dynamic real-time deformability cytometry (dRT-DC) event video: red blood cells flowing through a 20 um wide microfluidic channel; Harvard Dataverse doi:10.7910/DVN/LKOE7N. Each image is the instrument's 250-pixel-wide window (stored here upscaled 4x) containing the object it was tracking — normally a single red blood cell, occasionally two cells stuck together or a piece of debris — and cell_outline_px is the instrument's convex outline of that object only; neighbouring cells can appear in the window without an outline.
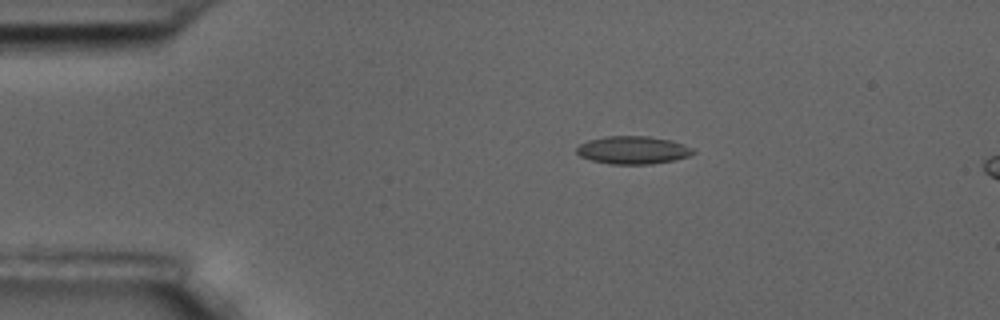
{"species": "common noctule bat (a hibernating species)", "species_latin": "Nyctalus noctula", "temperature_condition": "room temperature", "stored_images_in_passage": 6, "camera_frame_rate_fps": 3000, "um_per_image_px": 0.085, "animal": {"sex": "male", "body_mass_g": 17.5, "forearm_length_mm": 52.3}, "frame": {"image": 1, "passage_image": 1, "time_ms": 0.0, "image_size_px": [1000, 320], "cell_outline_px": [[696, 152], [688, 156], [672, 160], [652, 164], [608, 164], [592, 160], [580, 156], [576, 152], [576, 148], [580, 144], [588, 140], [608, 136], [648, 136], [672, 140], [684, 144], [692, 148]], "centroid_in_image_um": [53.8, 12.75], "position_along_channel_um": 31.2, "area_um2": 18.9}}
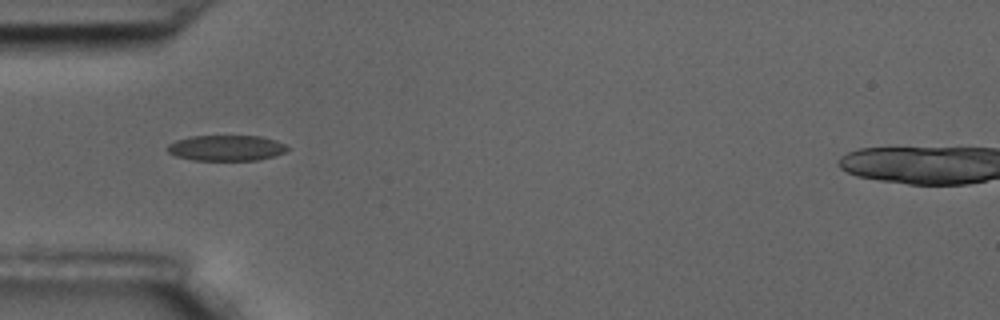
{"frame": {"image": 2, "passage_image": 3, "time_ms": 0.667, "image_size_px": [1000, 320], "cell_outline_px": [[288, 148], [284, 152], [272, 156], [256, 160], [192, 160], [176, 156], [168, 152], [164, 148], [168, 144], [176, 140], [192, 136], [260, 136], [276, 140], [284, 144]], "centroid_in_image_um": [19.17, 12.57], "position_along_channel_um": 65.8, "area_um2": 17.86}}
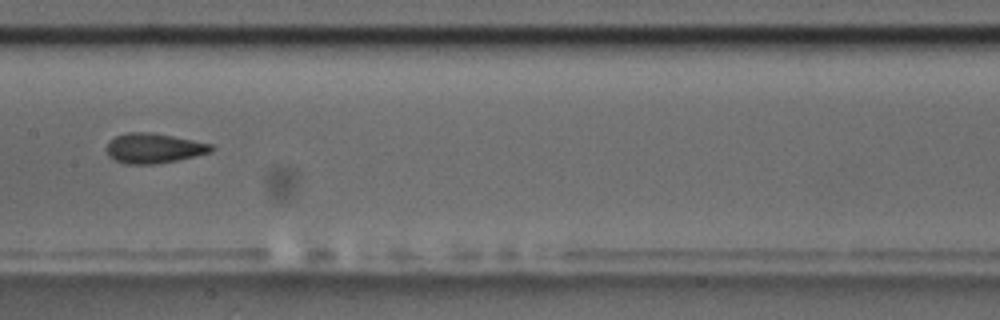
{"frame": {"image": 3, "passage_image": 6, "time_ms": 1.667, "image_size_px": [1000, 320], "cell_outline_px": [[216, 148], [212, 152], [196, 156], [156, 164], [124, 164], [108, 156], [108, 140], [116, 136], [128, 132], [148, 132], [172, 136], [212, 144]], "centroid_in_image_um": [13.09, 12.6], "position_along_channel_um": 194.3, "area_um2": 18.21}}